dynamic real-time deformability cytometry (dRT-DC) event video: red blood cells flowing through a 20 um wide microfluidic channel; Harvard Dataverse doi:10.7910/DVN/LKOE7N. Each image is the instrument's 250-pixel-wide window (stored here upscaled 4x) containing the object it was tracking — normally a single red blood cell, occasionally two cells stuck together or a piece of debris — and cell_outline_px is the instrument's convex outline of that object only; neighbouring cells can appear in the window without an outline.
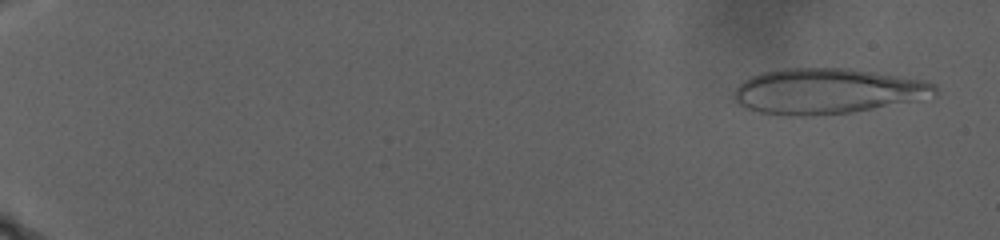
{"species": "human", "species_latin": "Homo sapiens", "temperature_condition": "warm", "stored_images_in_passage": 76, "camera_frame_rate_fps": 3000, "um_per_image_px": 0.085, "donor": {"sex": "male"}, "frame": {"image": 1, "passage_image": 5, "time_ms": 1.333, "image_size_px": [1000, 240], "cell_outline_px": [[936, 92], [908, 100], [872, 108], [852, 112], [824, 116], [788, 116], [760, 112], [748, 108], [740, 104], [736, 100], [736, 88], [744, 80], [752, 76], [764, 72], [784, 68], [848, 68], [924, 80], [936, 84]], "centroid_in_image_um": [70.23, 7.74], "position_along_channel_um": 14.8, "area_um2": 52.19}}
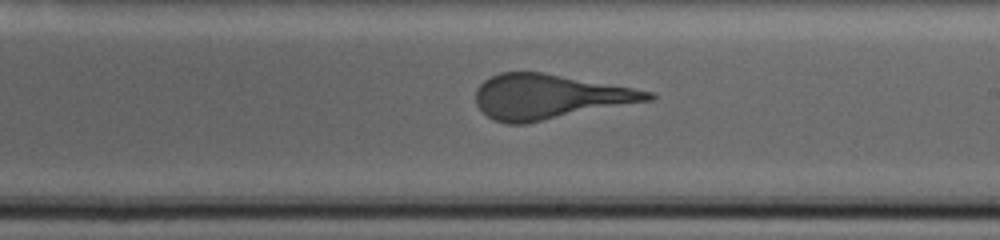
{"frame": {"image": 2, "passage_image": 49, "time_ms": 20.333, "image_size_px": [1000, 240], "cell_outline_px": [[656, 96], [652, 100], [528, 124], [504, 124], [492, 120], [476, 104], [476, 88], [484, 80], [500, 72], [544, 72], [632, 88], [652, 92]], "centroid_in_image_um": [46.67, 8.23], "position_along_channel_um": 242.3, "area_um2": 45.08}}
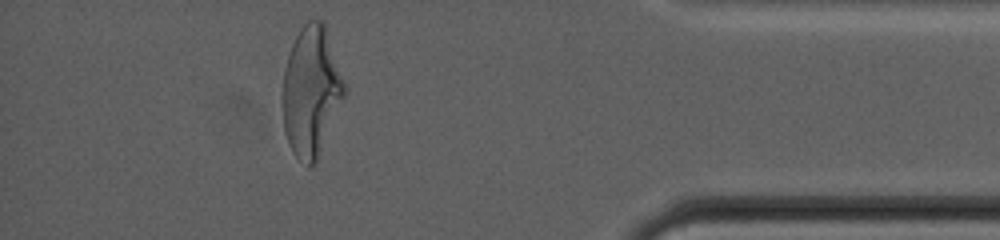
{"frame": {"image": 3, "passage_image": 70, "time_ms": 29.0, "image_size_px": [1000, 240], "cell_outline_px": [[348, 92], [316, 160], [312, 168], [308, 168], [292, 152], [288, 144], [284, 132], [280, 104], [280, 96], [284, 68], [292, 44], [300, 28], [308, 20], [324, 20], [348, 88]], "centroid_in_image_um": [26.45, 7.76], "position_along_channel_um": 408.8, "area_um2": 48.15}}